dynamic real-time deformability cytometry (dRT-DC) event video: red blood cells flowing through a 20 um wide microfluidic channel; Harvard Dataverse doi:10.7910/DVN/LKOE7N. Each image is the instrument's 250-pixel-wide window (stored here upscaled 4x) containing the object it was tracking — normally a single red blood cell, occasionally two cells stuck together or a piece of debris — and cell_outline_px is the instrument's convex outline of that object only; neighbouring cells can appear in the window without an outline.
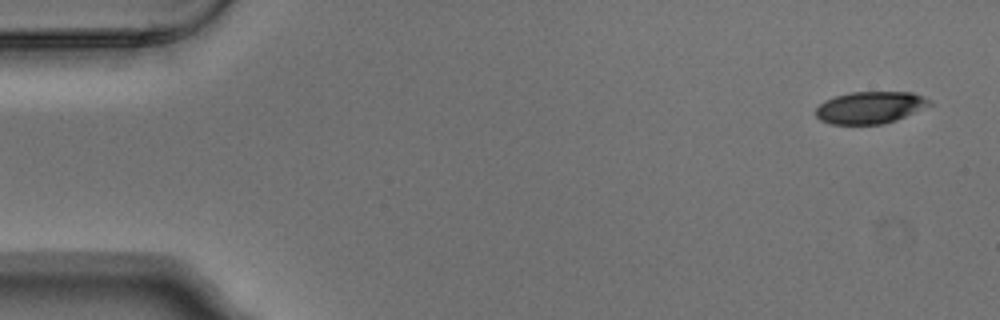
{"species": "Egyptian fruit bat (a non-hibernating species)", "species_latin": "Rousettus aegyptiacus", "temperature_condition": "warm", "stored_images_in_passage": 5, "camera_frame_rate_fps": 3000, "um_per_image_px": 0.085, "animal": {"sex": "male"}, "frame": {"image": 1, "passage_image": 1, "time_ms": 0.0, "image_size_px": [1000, 320], "cell_outline_px": [[936, 104], [896, 120], [880, 124], [828, 124], [820, 120], [816, 116], [816, 108], [824, 100], [836, 96], [852, 92], [912, 92], [924, 96], [932, 100]], "centroid_in_image_um": [74.02, 9.13], "position_along_channel_um": 11.0, "area_um2": 21.5}}